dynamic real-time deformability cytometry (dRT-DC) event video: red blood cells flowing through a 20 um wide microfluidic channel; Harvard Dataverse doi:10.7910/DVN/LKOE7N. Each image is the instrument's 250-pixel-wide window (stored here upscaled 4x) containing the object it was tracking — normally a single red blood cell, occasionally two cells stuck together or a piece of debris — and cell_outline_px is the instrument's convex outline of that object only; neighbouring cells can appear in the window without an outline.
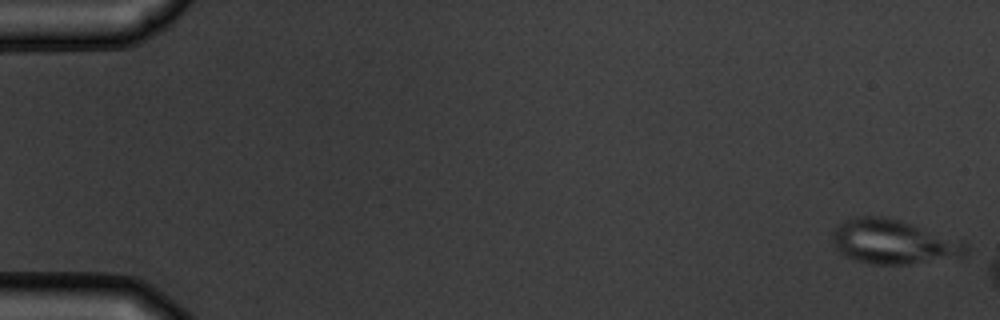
{"species": "common noctule bat (a hibernating species)", "species_latin": "Nyctalus noctula", "temperature_condition": "warm", "stored_images_in_passage": 3, "camera_frame_rate_fps": 3000, "um_per_image_px": 0.085, "animal": {"sex": "male", "body_mass_g": 19.5, "forearm_length_mm": 54.6}, "frame": {"image": 1, "passage_image": 1, "time_ms": 0.0, "image_size_px": [1000, 320], "cell_outline_px": [[968, 256], [964, 260], [908, 264], [872, 264], [856, 260], [844, 256], [836, 248], [832, 240], [832, 232], [844, 220], [860, 216], [888, 216], [960, 240], [968, 244]], "centroid_in_image_um": [76.05, 20.59], "position_along_channel_um": 9.0, "area_um2": 35.32}}